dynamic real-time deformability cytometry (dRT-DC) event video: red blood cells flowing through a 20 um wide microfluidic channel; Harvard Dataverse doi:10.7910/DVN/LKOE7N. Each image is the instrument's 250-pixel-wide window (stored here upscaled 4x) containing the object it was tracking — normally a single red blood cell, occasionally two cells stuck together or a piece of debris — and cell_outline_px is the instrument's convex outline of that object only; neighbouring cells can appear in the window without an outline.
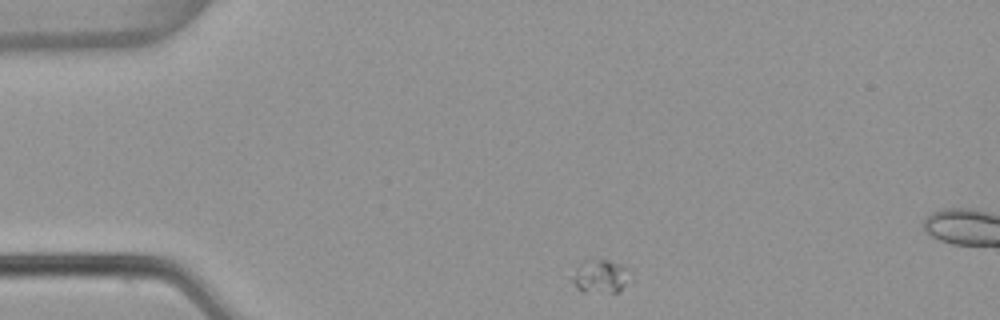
{"species": "common noctule bat (a hibernating species)", "species_latin": "Nyctalus noctula", "temperature_condition": "warm", "stored_images_in_passage": 3, "camera_frame_rate_fps": 3000, "um_per_image_px": 0.085, "animal": {"sex": "female", "body_mass_g": 22.7, "forearm_length_mm": 54.2}, "frame": {"image": 1, "passage_image": 1, "time_ms": 0.0, "image_size_px": [1000, 320], "cell_outline_px": [[632, 280], [616, 292], [584, 292], [576, 288], [572, 280], [576, 268], [584, 260], [608, 260], [620, 264], [624, 268]], "centroid_in_image_um": [51.03, 23.5], "position_along_channel_um": 34.0, "area_um2": 11.04}}